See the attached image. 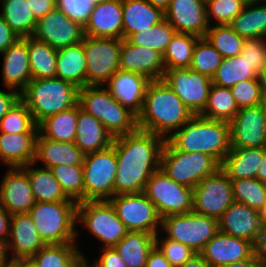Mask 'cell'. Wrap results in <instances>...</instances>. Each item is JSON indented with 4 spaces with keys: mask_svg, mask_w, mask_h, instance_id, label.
Returning a JSON list of instances; mask_svg holds the SVG:
<instances>
[{
    "mask_svg": "<svg viewBox=\"0 0 266 267\" xmlns=\"http://www.w3.org/2000/svg\"><path fill=\"white\" fill-rule=\"evenodd\" d=\"M194 115L179 96L162 79L150 81L140 114L138 129L167 140Z\"/></svg>",
    "mask_w": 266,
    "mask_h": 267,
    "instance_id": "7a4b0ae2",
    "label": "cell"
},
{
    "mask_svg": "<svg viewBox=\"0 0 266 267\" xmlns=\"http://www.w3.org/2000/svg\"><path fill=\"white\" fill-rule=\"evenodd\" d=\"M120 69L142 74L151 81L163 79L166 70L160 52L133 45L127 39H122Z\"/></svg>",
    "mask_w": 266,
    "mask_h": 267,
    "instance_id": "cb8c5ba5",
    "label": "cell"
},
{
    "mask_svg": "<svg viewBox=\"0 0 266 267\" xmlns=\"http://www.w3.org/2000/svg\"><path fill=\"white\" fill-rule=\"evenodd\" d=\"M83 31L88 37L123 39L122 0L94 4Z\"/></svg>",
    "mask_w": 266,
    "mask_h": 267,
    "instance_id": "603a6c76",
    "label": "cell"
},
{
    "mask_svg": "<svg viewBox=\"0 0 266 267\" xmlns=\"http://www.w3.org/2000/svg\"><path fill=\"white\" fill-rule=\"evenodd\" d=\"M113 139L103 124L78 104L75 145L84 154H88L108 148Z\"/></svg>",
    "mask_w": 266,
    "mask_h": 267,
    "instance_id": "f546056e",
    "label": "cell"
},
{
    "mask_svg": "<svg viewBox=\"0 0 266 267\" xmlns=\"http://www.w3.org/2000/svg\"><path fill=\"white\" fill-rule=\"evenodd\" d=\"M108 201L128 231L160 232L161 217L144 192L114 195Z\"/></svg>",
    "mask_w": 266,
    "mask_h": 267,
    "instance_id": "4fadbf2b",
    "label": "cell"
},
{
    "mask_svg": "<svg viewBox=\"0 0 266 267\" xmlns=\"http://www.w3.org/2000/svg\"><path fill=\"white\" fill-rule=\"evenodd\" d=\"M219 231L251 241L255 246L263 232L259 211L234 201L218 219Z\"/></svg>",
    "mask_w": 266,
    "mask_h": 267,
    "instance_id": "ffe728a7",
    "label": "cell"
},
{
    "mask_svg": "<svg viewBox=\"0 0 266 267\" xmlns=\"http://www.w3.org/2000/svg\"><path fill=\"white\" fill-rule=\"evenodd\" d=\"M205 39L223 58L239 55L245 41L229 25L209 26Z\"/></svg>",
    "mask_w": 266,
    "mask_h": 267,
    "instance_id": "7bdbcfd3",
    "label": "cell"
},
{
    "mask_svg": "<svg viewBox=\"0 0 266 267\" xmlns=\"http://www.w3.org/2000/svg\"><path fill=\"white\" fill-rule=\"evenodd\" d=\"M263 107L265 110V129H266V100H264V102H263Z\"/></svg>",
    "mask_w": 266,
    "mask_h": 267,
    "instance_id": "2a66077c",
    "label": "cell"
},
{
    "mask_svg": "<svg viewBox=\"0 0 266 267\" xmlns=\"http://www.w3.org/2000/svg\"><path fill=\"white\" fill-rule=\"evenodd\" d=\"M155 246V235L142 231H128L114 246L127 267H146L150 251Z\"/></svg>",
    "mask_w": 266,
    "mask_h": 267,
    "instance_id": "836d02e7",
    "label": "cell"
},
{
    "mask_svg": "<svg viewBox=\"0 0 266 267\" xmlns=\"http://www.w3.org/2000/svg\"><path fill=\"white\" fill-rule=\"evenodd\" d=\"M230 124L231 147H266L263 104L240 108Z\"/></svg>",
    "mask_w": 266,
    "mask_h": 267,
    "instance_id": "e0dca14e",
    "label": "cell"
},
{
    "mask_svg": "<svg viewBox=\"0 0 266 267\" xmlns=\"http://www.w3.org/2000/svg\"><path fill=\"white\" fill-rule=\"evenodd\" d=\"M94 4L91 0H56L58 7L68 18L82 26L88 21Z\"/></svg>",
    "mask_w": 266,
    "mask_h": 267,
    "instance_id": "db71d44e",
    "label": "cell"
},
{
    "mask_svg": "<svg viewBox=\"0 0 266 267\" xmlns=\"http://www.w3.org/2000/svg\"><path fill=\"white\" fill-rule=\"evenodd\" d=\"M79 267H92L90 264H88L85 260Z\"/></svg>",
    "mask_w": 266,
    "mask_h": 267,
    "instance_id": "34e18365",
    "label": "cell"
},
{
    "mask_svg": "<svg viewBox=\"0 0 266 267\" xmlns=\"http://www.w3.org/2000/svg\"><path fill=\"white\" fill-rule=\"evenodd\" d=\"M257 78L260 84L262 97L266 100V68L258 73Z\"/></svg>",
    "mask_w": 266,
    "mask_h": 267,
    "instance_id": "a7ac6f4b",
    "label": "cell"
},
{
    "mask_svg": "<svg viewBox=\"0 0 266 267\" xmlns=\"http://www.w3.org/2000/svg\"><path fill=\"white\" fill-rule=\"evenodd\" d=\"M78 92L76 85L58 77L32 79L20 93V99L38 125L45 118L76 106Z\"/></svg>",
    "mask_w": 266,
    "mask_h": 267,
    "instance_id": "5b68a950",
    "label": "cell"
},
{
    "mask_svg": "<svg viewBox=\"0 0 266 267\" xmlns=\"http://www.w3.org/2000/svg\"><path fill=\"white\" fill-rule=\"evenodd\" d=\"M33 37L55 51L82 42L83 26L68 18L58 7L37 20Z\"/></svg>",
    "mask_w": 266,
    "mask_h": 267,
    "instance_id": "2e32d148",
    "label": "cell"
},
{
    "mask_svg": "<svg viewBox=\"0 0 266 267\" xmlns=\"http://www.w3.org/2000/svg\"><path fill=\"white\" fill-rule=\"evenodd\" d=\"M155 245L173 267L182 266L197 254L183 243L166 238L160 232L155 236Z\"/></svg>",
    "mask_w": 266,
    "mask_h": 267,
    "instance_id": "f907efd6",
    "label": "cell"
},
{
    "mask_svg": "<svg viewBox=\"0 0 266 267\" xmlns=\"http://www.w3.org/2000/svg\"><path fill=\"white\" fill-rule=\"evenodd\" d=\"M122 8L123 39H128L134 33L146 31L165 20V12L147 0H122Z\"/></svg>",
    "mask_w": 266,
    "mask_h": 267,
    "instance_id": "f1b7e54d",
    "label": "cell"
},
{
    "mask_svg": "<svg viewBox=\"0 0 266 267\" xmlns=\"http://www.w3.org/2000/svg\"><path fill=\"white\" fill-rule=\"evenodd\" d=\"M0 177V203L11 215L29 213L35 200L27 172L22 167H6Z\"/></svg>",
    "mask_w": 266,
    "mask_h": 267,
    "instance_id": "ac0fdd59",
    "label": "cell"
},
{
    "mask_svg": "<svg viewBox=\"0 0 266 267\" xmlns=\"http://www.w3.org/2000/svg\"><path fill=\"white\" fill-rule=\"evenodd\" d=\"M198 39L199 37L192 34L175 33L163 53L166 70L189 68Z\"/></svg>",
    "mask_w": 266,
    "mask_h": 267,
    "instance_id": "b9f144b4",
    "label": "cell"
},
{
    "mask_svg": "<svg viewBox=\"0 0 266 267\" xmlns=\"http://www.w3.org/2000/svg\"><path fill=\"white\" fill-rule=\"evenodd\" d=\"M77 118L78 104L42 120L38 124V133L50 140L74 143Z\"/></svg>",
    "mask_w": 266,
    "mask_h": 267,
    "instance_id": "8d00e7d4",
    "label": "cell"
},
{
    "mask_svg": "<svg viewBox=\"0 0 266 267\" xmlns=\"http://www.w3.org/2000/svg\"><path fill=\"white\" fill-rule=\"evenodd\" d=\"M162 80L194 115H199L204 110L213 84L211 78L189 68H183L165 70Z\"/></svg>",
    "mask_w": 266,
    "mask_h": 267,
    "instance_id": "9a60e30c",
    "label": "cell"
},
{
    "mask_svg": "<svg viewBox=\"0 0 266 267\" xmlns=\"http://www.w3.org/2000/svg\"><path fill=\"white\" fill-rule=\"evenodd\" d=\"M0 132L21 133L38 132L32 114L27 105L19 98L0 120Z\"/></svg>",
    "mask_w": 266,
    "mask_h": 267,
    "instance_id": "c3c4849f",
    "label": "cell"
},
{
    "mask_svg": "<svg viewBox=\"0 0 266 267\" xmlns=\"http://www.w3.org/2000/svg\"><path fill=\"white\" fill-rule=\"evenodd\" d=\"M2 58L1 84L19 94L32 80L29 64L28 37L19 38L0 54Z\"/></svg>",
    "mask_w": 266,
    "mask_h": 267,
    "instance_id": "7402d4cb",
    "label": "cell"
},
{
    "mask_svg": "<svg viewBox=\"0 0 266 267\" xmlns=\"http://www.w3.org/2000/svg\"><path fill=\"white\" fill-rule=\"evenodd\" d=\"M241 56L245 58L251 68L260 73L266 68V42L265 38L245 39Z\"/></svg>",
    "mask_w": 266,
    "mask_h": 267,
    "instance_id": "f5cc1de1",
    "label": "cell"
},
{
    "mask_svg": "<svg viewBox=\"0 0 266 267\" xmlns=\"http://www.w3.org/2000/svg\"><path fill=\"white\" fill-rule=\"evenodd\" d=\"M160 168L177 183L194 189L206 176L213 175L220 164L205 153L176 150L166 140Z\"/></svg>",
    "mask_w": 266,
    "mask_h": 267,
    "instance_id": "ba28073f",
    "label": "cell"
},
{
    "mask_svg": "<svg viewBox=\"0 0 266 267\" xmlns=\"http://www.w3.org/2000/svg\"><path fill=\"white\" fill-rule=\"evenodd\" d=\"M85 252L76 242L46 244L32 258L38 267H79L85 260Z\"/></svg>",
    "mask_w": 266,
    "mask_h": 267,
    "instance_id": "e575fe53",
    "label": "cell"
},
{
    "mask_svg": "<svg viewBox=\"0 0 266 267\" xmlns=\"http://www.w3.org/2000/svg\"><path fill=\"white\" fill-rule=\"evenodd\" d=\"M257 178L261 181L266 183V147L264 149V158L259 167Z\"/></svg>",
    "mask_w": 266,
    "mask_h": 267,
    "instance_id": "89a4df30",
    "label": "cell"
},
{
    "mask_svg": "<svg viewBox=\"0 0 266 267\" xmlns=\"http://www.w3.org/2000/svg\"><path fill=\"white\" fill-rule=\"evenodd\" d=\"M19 37L0 16V54L7 50Z\"/></svg>",
    "mask_w": 266,
    "mask_h": 267,
    "instance_id": "9f6ffc18",
    "label": "cell"
},
{
    "mask_svg": "<svg viewBox=\"0 0 266 267\" xmlns=\"http://www.w3.org/2000/svg\"><path fill=\"white\" fill-rule=\"evenodd\" d=\"M10 262L7 242L0 240V267H6Z\"/></svg>",
    "mask_w": 266,
    "mask_h": 267,
    "instance_id": "03108f58",
    "label": "cell"
},
{
    "mask_svg": "<svg viewBox=\"0 0 266 267\" xmlns=\"http://www.w3.org/2000/svg\"><path fill=\"white\" fill-rule=\"evenodd\" d=\"M146 267H173L170 262L165 258L164 254L155 245L150 251Z\"/></svg>",
    "mask_w": 266,
    "mask_h": 267,
    "instance_id": "91938a15",
    "label": "cell"
},
{
    "mask_svg": "<svg viewBox=\"0 0 266 267\" xmlns=\"http://www.w3.org/2000/svg\"><path fill=\"white\" fill-rule=\"evenodd\" d=\"M38 132H0V166L23 167L35 161Z\"/></svg>",
    "mask_w": 266,
    "mask_h": 267,
    "instance_id": "4316f807",
    "label": "cell"
},
{
    "mask_svg": "<svg viewBox=\"0 0 266 267\" xmlns=\"http://www.w3.org/2000/svg\"><path fill=\"white\" fill-rule=\"evenodd\" d=\"M229 26L245 39L264 38L266 36V2L257 1L245 5L229 24Z\"/></svg>",
    "mask_w": 266,
    "mask_h": 267,
    "instance_id": "74e56055",
    "label": "cell"
},
{
    "mask_svg": "<svg viewBox=\"0 0 266 267\" xmlns=\"http://www.w3.org/2000/svg\"><path fill=\"white\" fill-rule=\"evenodd\" d=\"M230 90L239 109L257 106L264 102L258 79L240 81Z\"/></svg>",
    "mask_w": 266,
    "mask_h": 267,
    "instance_id": "816d5d0a",
    "label": "cell"
},
{
    "mask_svg": "<svg viewBox=\"0 0 266 267\" xmlns=\"http://www.w3.org/2000/svg\"><path fill=\"white\" fill-rule=\"evenodd\" d=\"M263 261L258 257L256 252L248 259L227 264L221 267H264Z\"/></svg>",
    "mask_w": 266,
    "mask_h": 267,
    "instance_id": "6125c7cd",
    "label": "cell"
},
{
    "mask_svg": "<svg viewBox=\"0 0 266 267\" xmlns=\"http://www.w3.org/2000/svg\"><path fill=\"white\" fill-rule=\"evenodd\" d=\"M257 76L258 73L251 68L250 63L239 54L231 58H223L211 80L216 86L232 88L240 81L258 79Z\"/></svg>",
    "mask_w": 266,
    "mask_h": 267,
    "instance_id": "60d3db41",
    "label": "cell"
},
{
    "mask_svg": "<svg viewBox=\"0 0 266 267\" xmlns=\"http://www.w3.org/2000/svg\"><path fill=\"white\" fill-rule=\"evenodd\" d=\"M12 215L0 203V240L7 242L10 233Z\"/></svg>",
    "mask_w": 266,
    "mask_h": 267,
    "instance_id": "94428289",
    "label": "cell"
},
{
    "mask_svg": "<svg viewBox=\"0 0 266 267\" xmlns=\"http://www.w3.org/2000/svg\"><path fill=\"white\" fill-rule=\"evenodd\" d=\"M239 111L230 88L211 85L204 110L199 114L210 120L230 123Z\"/></svg>",
    "mask_w": 266,
    "mask_h": 267,
    "instance_id": "ab89813d",
    "label": "cell"
},
{
    "mask_svg": "<svg viewBox=\"0 0 266 267\" xmlns=\"http://www.w3.org/2000/svg\"><path fill=\"white\" fill-rule=\"evenodd\" d=\"M117 159L113 145L85 154L84 201L109 200L114 196Z\"/></svg>",
    "mask_w": 266,
    "mask_h": 267,
    "instance_id": "30bf717a",
    "label": "cell"
},
{
    "mask_svg": "<svg viewBox=\"0 0 266 267\" xmlns=\"http://www.w3.org/2000/svg\"><path fill=\"white\" fill-rule=\"evenodd\" d=\"M29 64L32 79L54 78L57 68V51L47 43L28 37Z\"/></svg>",
    "mask_w": 266,
    "mask_h": 267,
    "instance_id": "f35d334b",
    "label": "cell"
},
{
    "mask_svg": "<svg viewBox=\"0 0 266 267\" xmlns=\"http://www.w3.org/2000/svg\"><path fill=\"white\" fill-rule=\"evenodd\" d=\"M93 4H96V3H102V2H105V1H109V0H91Z\"/></svg>",
    "mask_w": 266,
    "mask_h": 267,
    "instance_id": "11e5206c",
    "label": "cell"
},
{
    "mask_svg": "<svg viewBox=\"0 0 266 267\" xmlns=\"http://www.w3.org/2000/svg\"><path fill=\"white\" fill-rule=\"evenodd\" d=\"M244 5H249L254 2H257L258 0H240Z\"/></svg>",
    "mask_w": 266,
    "mask_h": 267,
    "instance_id": "753ad0ef",
    "label": "cell"
},
{
    "mask_svg": "<svg viewBox=\"0 0 266 267\" xmlns=\"http://www.w3.org/2000/svg\"><path fill=\"white\" fill-rule=\"evenodd\" d=\"M22 168L29 176L35 202L74 201L65 195L49 168L41 167L35 162Z\"/></svg>",
    "mask_w": 266,
    "mask_h": 267,
    "instance_id": "d6a6232c",
    "label": "cell"
},
{
    "mask_svg": "<svg viewBox=\"0 0 266 267\" xmlns=\"http://www.w3.org/2000/svg\"><path fill=\"white\" fill-rule=\"evenodd\" d=\"M179 267H210L200 254L194 255L186 263Z\"/></svg>",
    "mask_w": 266,
    "mask_h": 267,
    "instance_id": "003e7915",
    "label": "cell"
},
{
    "mask_svg": "<svg viewBox=\"0 0 266 267\" xmlns=\"http://www.w3.org/2000/svg\"><path fill=\"white\" fill-rule=\"evenodd\" d=\"M260 213H261V217H262L263 229H266V201H265L264 208L262 209V211Z\"/></svg>",
    "mask_w": 266,
    "mask_h": 267,
    "instance_id": "8c879c8a",
    "label": "cell"
},
{
    "mask_svg": "<svg viewBox=\"0 0 266 267\" xmlns=\"http://www.w3.org/2000/svg\"><path fill=\"white\" fill-rule=\"evenodd\" d=\"M65 195L75 202L84 201L83 165H57L50 169Z\"/></svg>",
    "mask_w": 266,
    "mask_h": 267,
    "instance_id": "ee69618b",
    "label": "cell"
},
{
    "mask_svg": "<svg viewBox=\"0 0 266 267\" xmlns=\"http://www.w3.org/2000/svg\"><path fill=\"white\" fill-rule=\"evenodd\" d=\"M147 1L154 7H158L165 12L171 0H147Z\"/></svg>",
    "mask_w": 266,
    "mask_h": 267,
    "instance_id": "2644e50d",
    "label": "cell"
},
{
    "mask_svg": "<svg viewBox=\"0 0 266 267\" xmlns=\"http://www.w3.org/2000/svg\"><path fill=\"white\" fill-rule=\"evenodd\" d=\"M19 98L20 94L17 91L6 87L0 88V120Z\"/></svg>",
    "mask_w": 266,
    "mask_h": 267,
    "instance_id": "6f0895ef",
    "label": "cell"
},
{
    "mask_svg": "<svg viewBox=\"0 0 266 267\" xmlns=\"http://www.w3.org/2000/svg\"><path fill=\"white\" fill-rule=\"evenodd\" d=\"M10 259L32 257L46 244L40 238L29 213L14 214L11 217L7 241Z\"/></svg>",
    "mask_w": 266,
    "mask_h": 267,
    "instance_id": "484cf974",
    "label": "cell"
},
{
    "mask_svg": "<svg viewBox=\"0 0 266 267\" xmlns=\"http://www.w3.org/2000/svg\"><path fill=\"white\" fill-rule=\"evenodd\" d=\"M30 8L38 20L56 8V0H27Z\"/></svg>",
    "mask_w": 266,
    "mask_h": 267,
    "instance_id": "680465c9",
    "label": "cell"
},
{
    "mask_svg": "<svg viewBox=\"0 0 266 267\" xmlns=\"http://www.w3.org/2000/svg\"><path fill=\"white\" fill-rule=\"evenodd\" d=\"M76 228V243L84 251L86 248H81L85 243L80 236L88 235L85 240L88 242L89 237L98 243L96 248L101 249L114 247L128 232L108 200L78 202Z\"/></svg>",
    "mask_w": 266,
    "mask_h": 267,
    "instance_id": "277c9868",
    "label": "cell"
},
{
    "mask_svg": "<svg viewBox=\"0 0 266 267\" xmlns=\"http://www.w3.org/2000/svg\"><path fill=\"white\" fill-rule=\"evenodd\" d=\"M29 215L45 244L76 242L77 202H35Z\"/></svg>",
    "mask_w": 266,
    "mask_h": 267,
    "instance_id": "52a82bcc",
    "label": "cell"
},
{
    "mask_svg": "<svg viewBox=\"0 0 266 267\" xmlns=\"http://www.w3.org/2000/svg\"><path fill=\"white\" fill-rule=\"evenodd\" d=\"M236 202L261 212L266 201V183L258 178L231 180Z\"/></svg>",
    "mask_w": 266,
    "mask_h": 267,
    "instance_id": "f6af8a7d",
    "label": "cell"
},
{
    "mask_svg": "<svg viewBox=\"0 0 266 267\" xmlns=\"http://www.w3.org/2000/svg\"><path fill=\"white\" fill-rule=\"evenodd\" d=\"M143 192L161 218L193 211V189L177 183L161 168L150 176Z\"/></svg>",
    "mask_w": 266,
    "mask_h": 267,
    "instance_id": "8fae6325",
    "label": "cell"
},
{
    "mask_svg": "<svg viewBox=\"0 0 266 267\" xmlns=\"http://www.w3.org/2000/svg\"><path fill=\"white\" fill-rule=\"evenodd\" d=\"M167 141L176 150L205 153L221 164L231 150L230 124L192 115Z\"/></svg>",
    "mask_w": 266,
    "mask_h": 267,
    "instance_id": "3957f363",
    "label": "cell"
},
{
    "mask_svg": "<svg viewBox=\"0 0 266 267\" xmlns=\"http://www.w3.org/2000/svg\"><path fill=\"white\" fill-rule=\"evenodd\" d=\"M223 57L205 39L199 38L195 43L189 69L204 74L212 79L217 68L221 65Z\"/></svg>",
    "mask_w": 266,
    "mask_h": 267,
    "instance_id": "7dc6e473",
    "label": "cell"
},
{
    "mask_svg": "<svg viewBox=\"0 0 266 267\" xmlns=\"http://www.w3.org/2000/svg\"><path fill=\"white\" fill-rule=\"evenodd\" d=\"M85 154L75 143L54 141L42 137L39 133L36 139L35 163L51 169L57 165H83Z\"/></svg>",
    "mask_w": 266,
    "mask_h": 267,
    "instance_id": "83f0119b",
    "label": "cell"
},
{
    "mask_svg": "<svg viewBox=\"0 0 266 267\" xmlns=\"http://www.w3.org/2000/svg\"><path fill=\"white\" fill-rule=\"evenodd\" d=\"M255 245L246 239L218 232L199 253L210 267H221L250 258Z\"/></svg>",
    "mask_w": 266,
    "mask_h": 267,
    "instance_id": "44dd1931",
    "label": "cell"
},
{
    "mask_svg": "<svg viewBox=\"0 0 266 267\" xmlns=\"http://www.w3.org/2000/svg\"><path fill=\"white\" fill-rule=\"evenodd\" d=\"M122 39L83 37L86 57V86H104L120 69Z\"/></svg>",
    "mask_w": 266,
    "mask_h": 267,
    "instance_id": "7c38bea8",
    "label": "cell"
},
{
    "mask_svg": "<svg viewBox=\"0 0 266 267\" xmlns=\"http://www.w3.org/2000/svg\"><path fill=\"white\" fill-rule=\"evenodd\" d=\"M165 141L140 129L113 139L117 159L114 195L144 191L150 176L160 169Z\"/></svg>",
    "mask_w": 266,
    "mask_h": 267,
    "instance_id": "6da1fadb",
    "label": "cell"
},
{
    "mask_svg": "<svg viewBox=\"0 0 266 267\" xmlns=\"http://www.w3.org/2000/svg\"><path fill=\"white\" fill-rule=\"evenodd\" d=\"M219 232L218 219L191 211L161 218L160 233L199 254Z\"/></svg>",
    "mask_w": 266,
    "mask_h": 267,
    "instance_id": "9c48e42d",
    "label": "cell"
},
{
    "mask_svg": "<svg viewBox=\"0 0 266 267\" xmlns=\"http://www.w3.org/2000/svg\"><path fill=\"white\" fill-rule=\"evenodd\" d=\"M231 179L219 168L193 189V211L219 219L234 202Z\"/></svg>",
    "mask_w": 266,
    "mask_h": 267,
    "instance_id": "5bb4252c",
    "label": "cell"
},
{
    "mask_svg": "<svg viewBox=\"0 0 266 267\" xmlns=\"http://www.w3.org/2000/svg\"><path fill=\"white\" fill-rule=\"evenodd\" d=\"M256 254L263 261L266 266V229L260 235V238L256 244Z\"/></svg>",
    "mask_w": 266,
    "mask_h": 267,
    "instance_id": "be15d7a7",
    "label": "cell"
},
{
    "mask_svg": "<svg viewBox=\"0 0 266 267\" xmlns=\"http://www.w3.org/2000/svg\"><path fill=\"white\" fill-rule=\"evenodd\" d=\"M150 81L142 74L119 69L104 86L119 103L138 116Z\"/></svg>",
    "mask_w": 266,
    "mask_h": 267,
    "instance_id": "d4e9b609",
    "label": "cell"
},
{
    "mask_svg": "<svg viewBox=\"0 0 266 267\" xmlns=\"http://www.w3.org/2000/svg\"><path fill=\"white\" fill-rule=\"evenodd\" d=\"M0 8V16L19 38L33 36L37 19L30 8L29 1L1 0Z\"/></svg>",
    "mask_w": 266,
    "mask_h": 267,
    "instance_id": "d590c367",
    "label": "cell"
},
{
    "mask_svg": "<svg viewBox=\"0 0 266 267\" xmlns=\"http://www.w3.org/2000/svg\"><path fill=\"white\" fill-rule=\"evenodd\" d=\"M240 0H206L209 26L229 25L244 8Z\"/></svg>",
    "mask_w": 266,
    "mask_h": 267,
    "instance_id": "681fc988",
    "label": "cell"
},
{
    "mask_svg": "<svg viewBox=\"0 0 266 267\" xmlns=\"http://www.w3.org/2000/svg\"><path fill=\"white\" fill-rule=\"evenodd\" d=\"M175 33V29L163 20L146 31L132 34L127 40L133 45L152 48L163 55Z\"/></svg>",
    "mask_w": 266,
    "mask_h": 267,
    "instance_id": "bcb514c9",
    "label": "cell"
},
{
    "mask_svg": "<svg viewBox=\"0 0 266 267\" xmlns=\"http://www.w3.org/2000/svg\"><path fill=\"white\" fill-rule=\"evenodd\" d=\"M10 264L13 267H38L37 263L32 257H20L12 259Z\"/></svg>",
    "mask_w": 266,
    "mask_h": 267,
    "instance_id": "e7e4bbea",
    "label": "cell"
},
{
    "mask_svg": "<svg viewBox=\"0 0 266 267\" xmlns=\"http://www.w3.org/2000/svg\"><path fill=\"white\" fill-rule=\"evenodd\" d=\"M165 20L176 33L205 37L209 29L206 0H171L165 11Z\"/></svg>",
    "mask_w": 266,
    "mask_h": 267,
    "instance_id": "d6986e66",
    "label": "cell"
},
{
    "mask_svg": "<svg viewBox=\"0 0 266 267\" xmlns=\"http://www.w3.org/2000/svg\"><path fill=\"white\" fill-rule=\"evenodd\" d=\"M85 253V261L92 267H127L114 247L99 249L98 255L96 257H93V255H95V252L92 254V257L91 254H87V251Z\"/></svg>",
    "mask_w": 266,
    "mask_h": 267,
    "instance_id": "11a10c76",
    "label": "cell"
},
{
    "mask_svg": "<svg viewBox=\"0 0 266 267\" xmlns=\"http://www.w3.org/2000/svg\"><path fill=\"white\" fill-rule=\"evenodd\" d=\"M86 57L82 42L57 51L56 77L78 88L86 86Z\"/></svg>",
    "mask_w": 266,
    "mask_h": 267,
    "instance_id": "1f68e13d",
    "label": "cell"
},
{
    "mask_svg": "<svg viewBox=\"0 0 266 267\" xmlns=\"http://www.w3.org/2000/svg\"><path fill=\"white\" fill-rule=\"evenodd\" d=\"M264 149L231 147L220 164V169L231 179L257 178L259 167L264 158Z\"/></svg>",
    "mask_w": 266,
    "mask_h": 267,
    "instance_id": "4dcf8cb0",
    "label": "cell"
},
{
    "mask_svg": "<svg viewBox=\"0 0 266 267\" xmlns=\"http://www.w3.org/2000/svg\"><path fill=\"white\" fill-rule=\"evenodd\" d=\"M78 104L98 119L114 138L138 129L137 116L119 103L105 86L79 88Z\"/></svg>",
    "mask_w": 266,
    "mask_h": 267,
    "instance_id": "8992f818",
    "label": "cell"
}]
</instances>
